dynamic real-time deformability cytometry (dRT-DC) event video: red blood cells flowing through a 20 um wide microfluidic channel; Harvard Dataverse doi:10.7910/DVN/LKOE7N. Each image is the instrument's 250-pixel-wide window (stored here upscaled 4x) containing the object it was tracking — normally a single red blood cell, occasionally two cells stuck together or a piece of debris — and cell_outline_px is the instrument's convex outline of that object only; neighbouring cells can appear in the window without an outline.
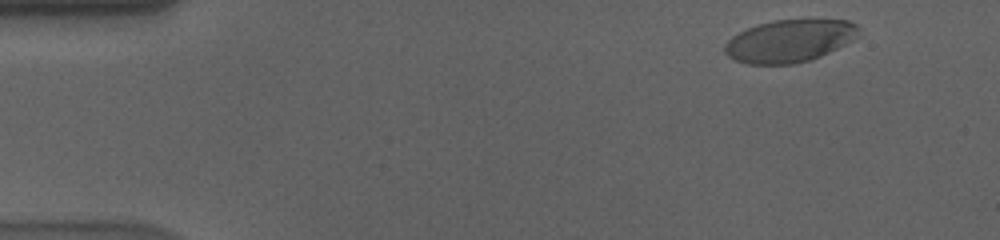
{"species": "human", "species_latin": "Homo sapiens", "temperature_condition": "cold", "stored_images_in_passage": 55, "camera_frame_rate_fps": 3000, "um_per_image_px": 0.085, "donor": {"sex": "male"}, "frame": {"image": 1, "passage_image": 3, "time_ms": 0.667, "image_size_px": [1000, 240], "cell_outline_px": [[860, 28], [852, 40], [820, 56], [808, 60], [792, 64], [748, 64], [736, 60], [728, 56], [724, 52], [724, 44], [732, 36], [748, 28], [772, 20], [848, 20], [856, 24]], "centroid_in_image_um": [67.07, 3.48], "position_along_channel_um": 17.9, "area_um2": 32.71}}
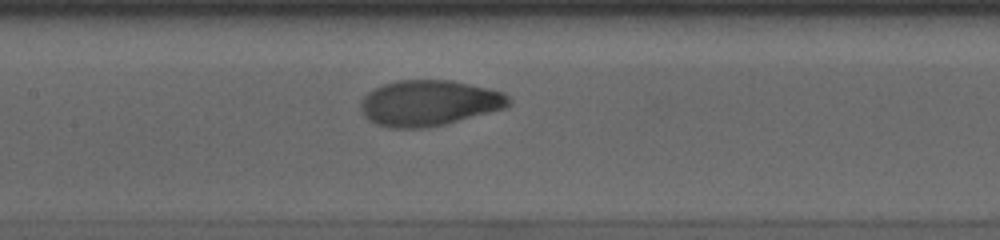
{"frame": {"image": 2, "passage_image": 25, "time_ms": 8.0, "image_size_px": [1000, 240], "cell_outline_px": [[512, 100], [504, 108], [444, 124], [424, 128], [392, 128], [376, 124], [368, 120], [364, 116], [360, 108], [360, 104], [364, 96], [368, 92], [384, 84], [396, 80], [452, 80], [492, 88], [504, 92]], "centroid_in_image_um": [36.46, 8.74], "position_along_channel_um": 170.9, "area_um2": 39.48}}
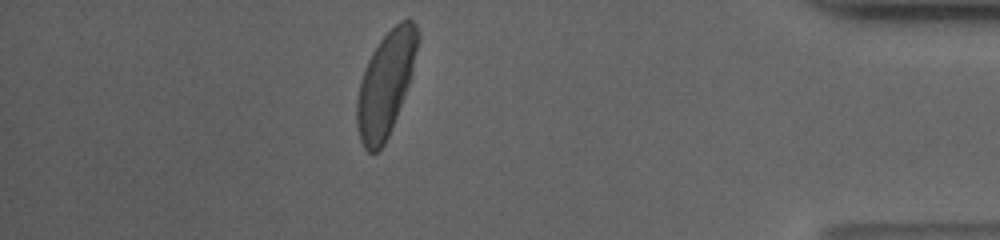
{"frame": {"image": 3, "passage_image": 48, "time_ms": 15.667, "image_size_px": [1000, 240], "cell_outline_px": [[420, 40], [412, 72], [408, 84], [396, 116], [388, 136], [384, 144], [376, 152], [368, 152], [364, 148], [360, 140], [356, 128], [356, 100], [360, 80], [364, 68], [372, 52], [380, 40], [400, 20], [412, 20], [416, 24], [420, 36]], "centroid_in_image_um": [32.77, 7.12], "position_along_channel_um": 402.4, "area_um2": 36.76}, "authors_computed_cell_mechanics": {"area_um2": 37.9168, "velocity_mm_per_s": 3.5631, "shape_relaxation_time_tau1_ms": 3.957, "shape_relaxation_time_tau2_ms": null, "deformation_change_tau1": 0.1749, "deformation_change_tau2": null}}